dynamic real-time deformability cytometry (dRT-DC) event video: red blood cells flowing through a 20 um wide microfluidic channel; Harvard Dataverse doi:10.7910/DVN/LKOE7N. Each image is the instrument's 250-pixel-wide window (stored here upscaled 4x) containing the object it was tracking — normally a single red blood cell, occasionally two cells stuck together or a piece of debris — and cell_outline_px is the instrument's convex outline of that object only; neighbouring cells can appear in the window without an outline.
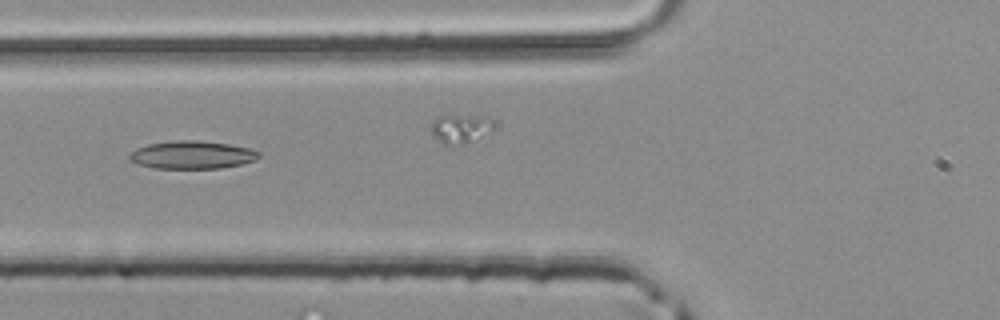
{"species": "common noctule bat (a hibernating species)", "species_latin": "Nyctalus noctula", "temperature_condition": "room temperature", "stored_images_in_passage": 22, "camera_frame_rate_fps": 3000, "um_per_image_px": 0.085, "animal": {"sex": "male", "body_mass_g": 20.4}, "frame": {"image": 1, "passage_image": 3, "time_ms": 0.667, "image_size_px": [1000, 320], "cell_outline_px": [[260, 156], [256, 160], [240, 164], [220, 168], [156, 168], [140, 164], [132, 160], [128, 156], [136, 148], [148, 144], [172, 140], [192, 140], [228, 144], [248, 148], [260, 152]], "centroid_in_image_um": [16.34, 13.16], "position_along_channel_um": 109.5, "area_um2": 20.75}}
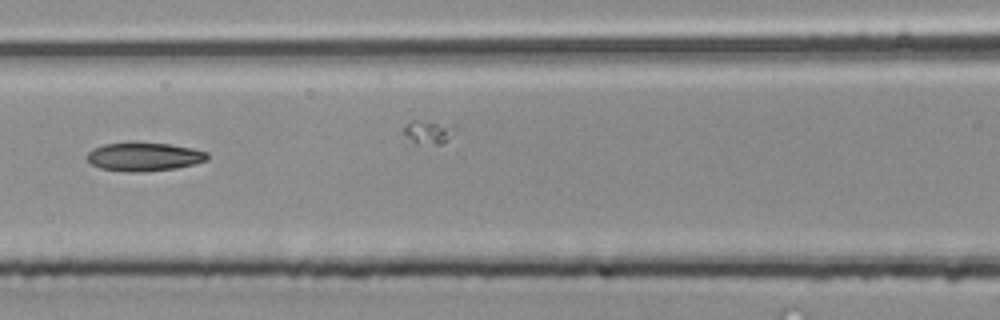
{"frame": {"image": 2, "passage_image": 6, "time_ms": 1.667, "image_size_px": [1000, 320], "cell_outline_px": [[208, 160], [176, 168], [140, 172], [128, 172], [100, 168], [92, 164], [84, 156], [92, 148], [104, 144], [168, 144], [192, 148], [208, 152]], "centroid_in_image_um": [12.23, 13.34], "position_along_channel_um": 154.4, "area_um2": 19.59}}
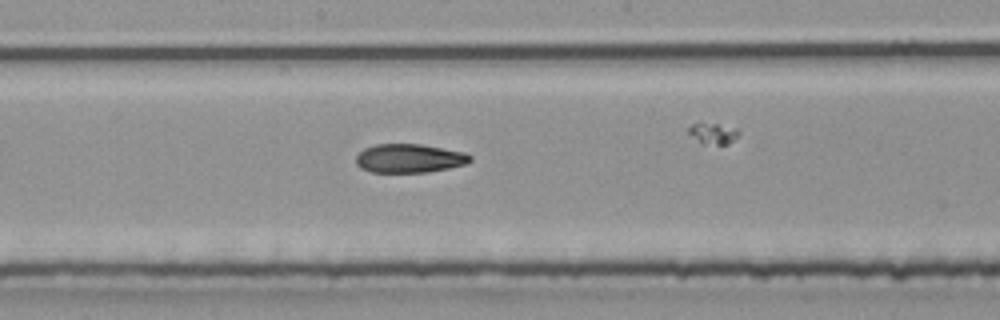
{"frame": {"image": 3, "passage_image": 10, "time_ms": 3.0, "image_size_px": [1000, 320], "cell_outline_px": [[472, 160], [468, 164], [428, 172], [372, 172], [360, 168], [356, 164], [356, 156], [364, 148], [376, 144], [420, 144], [464, 152], [472, 156]], "centroid_in_image_um": [34.8, 13.46], "position_along_channel_um": 213.4, "area_um2": 19.19}}